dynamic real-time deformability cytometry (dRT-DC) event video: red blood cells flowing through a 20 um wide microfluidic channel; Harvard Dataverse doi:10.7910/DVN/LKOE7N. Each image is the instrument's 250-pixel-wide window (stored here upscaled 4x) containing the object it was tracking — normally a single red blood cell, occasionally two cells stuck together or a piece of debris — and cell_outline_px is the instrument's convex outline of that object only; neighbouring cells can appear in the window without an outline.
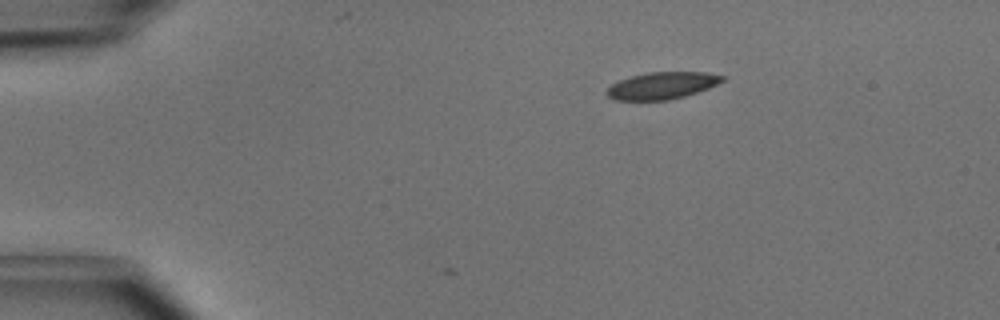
{"species": "common noctule bat (a hibernating species)", "species_latin": "Nyctalus noctula", "temperature_condition": "cold", "stored_images_in_passage": 4, "camera_frame_rate_fps": 3000, "um_per_image_px": 0.085, "animal": {"sex": "male", "body_mass_g": 15.6}, "frame": {"image": 1, "passage_image": 1, "time_ms": 0.0, "image_size_px": [1000, 320], "cell_outline_px": [[728, 76], [724, 80], [708, 88], [684, 96], [668, 100], [616, 100], [608, 96], [604, 92], [612, 84], [620, 80], [644, 72], [708, 72]], "centroid_in_image_um": [56.29, 7.26], "position_along_channel_um": 28.7, "area_um2": 18.21}}